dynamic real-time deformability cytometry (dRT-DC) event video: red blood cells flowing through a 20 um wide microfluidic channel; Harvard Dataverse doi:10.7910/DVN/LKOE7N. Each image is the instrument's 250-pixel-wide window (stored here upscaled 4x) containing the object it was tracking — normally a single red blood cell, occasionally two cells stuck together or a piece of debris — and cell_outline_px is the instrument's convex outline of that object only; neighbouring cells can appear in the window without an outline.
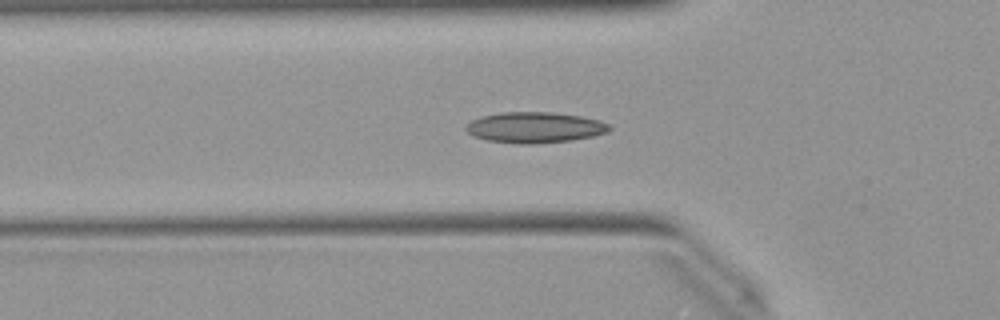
{"species": "Egyptian fruit bat (a non-hibernating species)", "species_latin": "Rousettus aegyptiacus", "temperature_condition": "warm", "stored_images_in_passage": 46, "camera_frame_rate_fps": 3000, "um_per_image_px": 0.085, "animal": {"sex": "female"}, "frame": {"image": 1, "passage_image": 11, "time_ms": 3.333, "image_size_px": [1000, 320], "cell_outline_px": [[612, 128], [608, 132], [592, 136], [572, 140], [536, 144], [520, 144], [488, 140], [472, 136], [464, 128], [472, 120], [480, 116], [504, 112], [552, 112], [580, 116], [600, 120], [612, 124]], "centroid_in_image_um": [45.48, 10.83], "position_along_channel_um": 80.3, "area_um2": 25.89}}
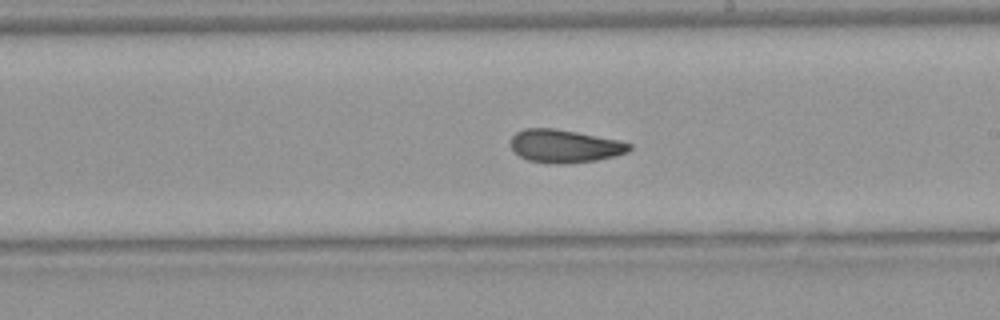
{"frame": {"image": 2, "passage_image": 23, "time_ms": 7.333, "image_size_px": [1000, 320], "cell_outline_px": [[632, 148], [628, 152], [616, 156], [596, 160], [568, 164], [556, 164], [528, 160], [520, 156], [508, 144], [512, 136], [516, 132], [524, 128], [556, 128], [620, 140], [632, 144]], "centroid_in_image_um": [48.0, 12.41], "position_along_channel_um": 241.0, "area_um2": 23.12}}
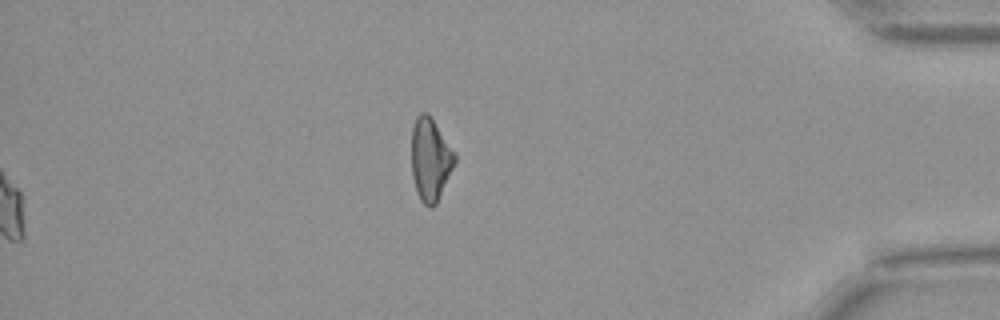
{"frame": {"image": 3, "passage_image": 46, "time_ms": 15.0, "image_size_px": [1000, 320], "cell_outline_px": [[456, 160], [436, 204], [432, 208], [428, 208], [420, 200], [416, 192], [412, 176], [412, 128], [416, 116], [420, 112], [428, 112], [456, 152]], "centroid_in_image_um": [36.58, 13.53], "position_along_channel_um": 398.6, "area_um2": 21.04}, "authors_computed_cell_mechanics": {"area_um2": 23.0911, "velocity_mm_per_s": 4.0157, "shape_relaxation_time_tau1_ms": 9.4536, "shape_relaxation_time_tau2_ms": 3.1718, "deformation_change_tau1": 0.1858, "deformation_change_tau2": 0.0902}}